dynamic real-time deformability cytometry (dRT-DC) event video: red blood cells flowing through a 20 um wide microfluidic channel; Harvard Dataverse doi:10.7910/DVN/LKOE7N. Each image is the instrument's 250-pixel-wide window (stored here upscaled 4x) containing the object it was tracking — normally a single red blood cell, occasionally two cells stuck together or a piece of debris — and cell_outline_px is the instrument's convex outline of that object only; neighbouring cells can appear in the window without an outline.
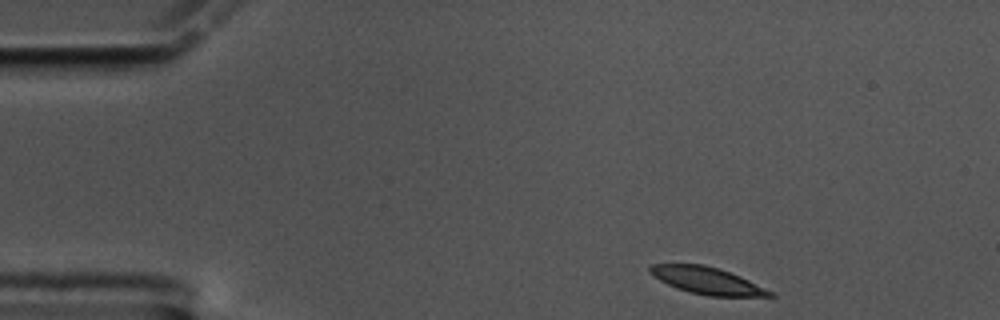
{"species": "common noctule bat (a hibernating species)", "species_latin": "Nyctalus noctula", "temperature_condition": "cold", "stored_images_in_passage": 51, "camera_frame_rate_fps": 3000, "um_per_image_px": 0.085, "animal": {"sex": "male", "body_mass_g": 17.5, "forearm_length_mm": 52.3}, "frame": {"image": 1, "passage_image": 1, "time_ms": 0.0, "image_size_px": [1000, 320], "cell_outline_px": [[776, 296], [708, 296], [676, 288], [652, 276], [648, 272], [648, 268], [652, 264], [704, 264], [740, 276], [772, 292]], "centroid_in_image_um": [60.04, 23.84], "position_along_channel_um": 25.0, "area_um2": 18.5}}
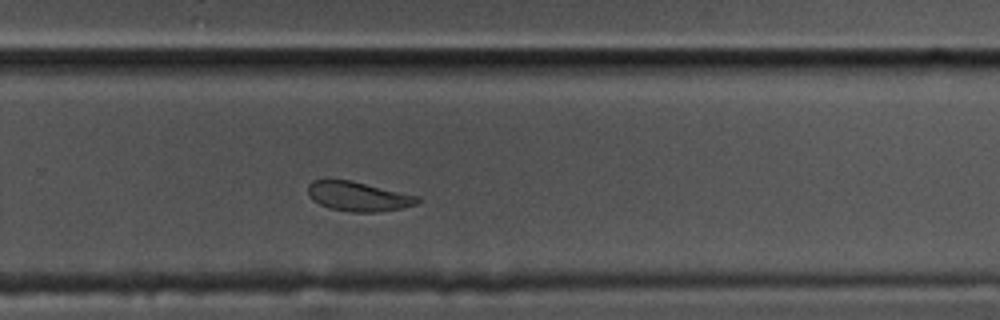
{"frame": {"image": 2, "passage_image": 31, "time_ms": 10.0, "image_size_px": [1000, 320], "cell_outline_px": [[420, 200], [416, 204], [404, 208], [376, 212], [352, 212], [328, 208], [312, 200], [308, 192], [308, 184], [312, 180], [352, 180], [420, 196]], "centroid_in_image_um": [30.48, 16.69], "position_along_channel_um": 299.3, "area_um2": 18.96}}
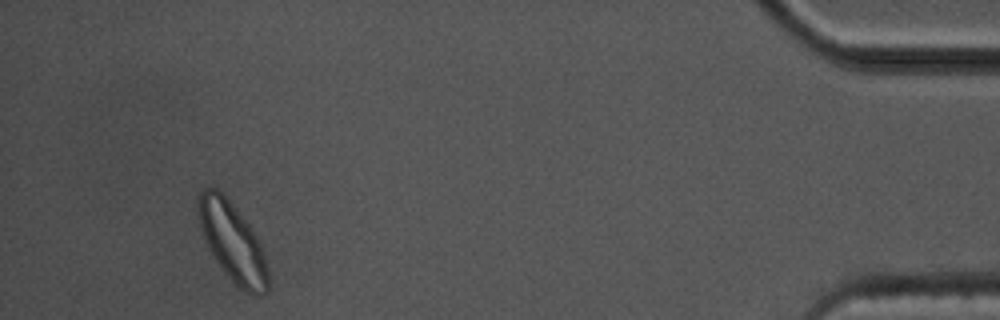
{"frame": {"image": 3, "passage_image": 47, "time_ms": 15.333, "image_size_px": [1000, 320], "cell_outline_px": [[268, 292], [260, 296], [252, 296], [240, 288], [224, 272], [212, 256], [208, 248], [200, 224], [200, 192], [204, 188], [216, 188], [236, 208], [260, 240], [268, 272]], "centroid_in_image_um": [19.81, 20.65], "position_along_channel_um": 415.4, "area_um2": 31.56}, "authors_computed_cell_mechanics": {"area_um2": 19.8254, "velocity_mm_per_s": 3.4521, "shape_relaxation_time_tau1_ms": 2.6947, "shape_relaxation_time_tau2_ms": 4.4096, "deformation_change_tau1": 0.1125, "deformation_change_tau2": 0.0985}}